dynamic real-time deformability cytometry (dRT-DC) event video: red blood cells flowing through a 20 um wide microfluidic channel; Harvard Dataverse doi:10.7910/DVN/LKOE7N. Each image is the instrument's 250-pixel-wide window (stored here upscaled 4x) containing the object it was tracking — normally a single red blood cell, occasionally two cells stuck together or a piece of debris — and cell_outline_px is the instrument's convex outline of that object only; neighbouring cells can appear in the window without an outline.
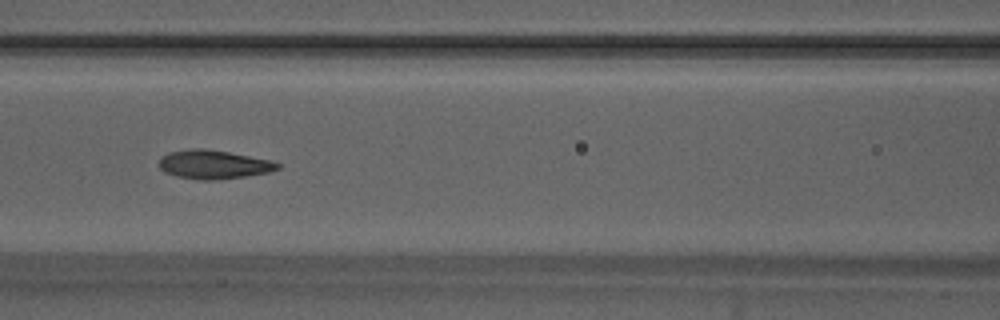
{"species": "Egyptian fruit bat (a non-hibernating species)", "species_latin": "Rousettus aegyptiacus", "temperature_condition": "warm", "stored_images_in_passage": 45, "camera_frame_rate_fps": 3000, "um_per_image_px": 0.085, "animal": {"sex": "male"}, "frame": {"image": 1, "passage_image": 15, "time_ms": 4.667, "image_size_px": [1000, 320], "cell_outline_px": [[280, 168], [268, 172], [244, 176], [212, 180], [200, 180], [176, 176], [164, 172], [160, 168], [160, 156], [168, 152], [192, 148], [204, 148], [228, 152], [272, 160], [280, 164]], "centroid_in_image_um": [18.13, 13.97], "position_along_channel_um": 148.5, "area_um2": 19.83}}
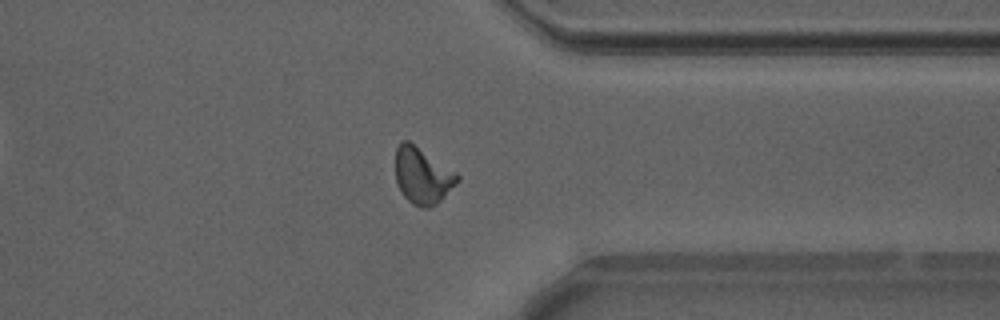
{"frame": {"image": 2, "passage_image": 33, "time_ms": 10.667, "image_size_px": [1000, 320], "cell_outline_px": [[460, 180], [436, 204], [428, 208], [420, 208], [412, 204], [404, 196], [396, 184], [396, 148], [400, 140], [408, 140], [456, 172], [460, 176]], "centroid_in_image_um": [35.89, 14.94], "position_along_channel_um": 375.5, "area_um2": 20.29}}
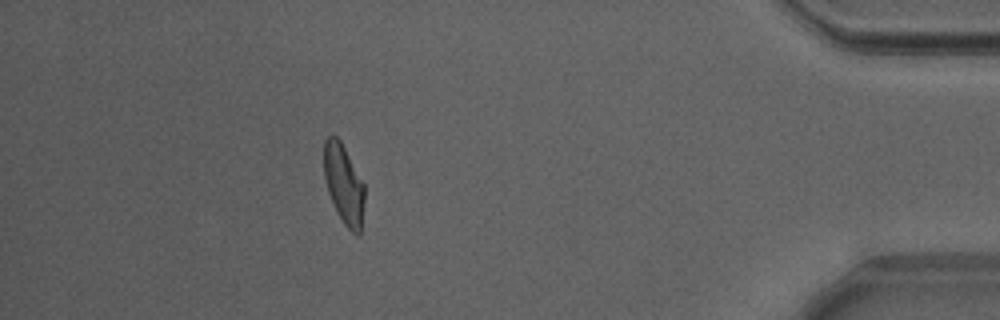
{"frame": {"image": 3, "passage_image": 39, "time_ms": 12.667, "image_size_px": [1000, 320], "cell_outline_px": [[364, 200], [360, 236], [356, 236], [344, 224], [328, 192], [324, 176], [324, 140], [328, 136], [336, 136], [340, 140], [364, 184]], "centroid_in_image_um": [29.22, 15.66], "position_along_channel_um": 406.0, "area_um2": 18.5}, "authors_computed_cell_mechanics": {"area_um2": 19.652, "velocity_mm_per_s": 3.8668, "shape_relaxation_time_tau1_ms": 4.5777, "shape_relaxation_time_tau2_ms": 1.4759, "deformation_change_tau1": 0.1568, "deformation_change_tau2": 0.0727}}